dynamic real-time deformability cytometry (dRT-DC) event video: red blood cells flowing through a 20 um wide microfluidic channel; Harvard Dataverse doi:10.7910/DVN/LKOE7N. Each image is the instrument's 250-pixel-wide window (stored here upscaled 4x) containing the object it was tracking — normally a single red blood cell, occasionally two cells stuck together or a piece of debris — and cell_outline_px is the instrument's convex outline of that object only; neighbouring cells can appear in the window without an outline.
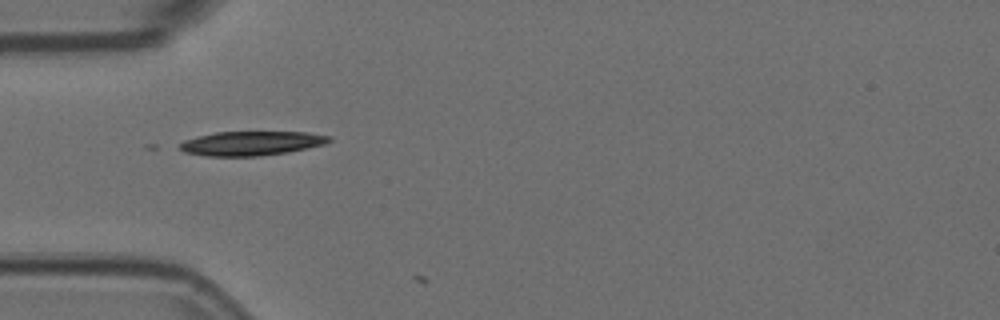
{"species": "Egyptian fruit bat (a non-hibernating species)", "species_latin": "Rousettus aegyptiacus", "temperature_condition": "room temperature", "stored_images_in_passage": 3, "camera_frame_rate_fps": 3000, "um_per_image_px": 0.085, "animal": {"sex": "female"}, "frame": {"image": 1, "passage_image": 1, "time_ms": 0.0, "image_size_px": [1000, 320], "cell_outline_px": [[332, 140], [324, 144], [288, 152], [260, 156], [204, 156], [184, 152], [180, 148], [180, 144], [184, 140], [196, 136], [216, 132], [308, 132], [332, 136]], "centroid_in_image_um": [21.37, 12.18], "position_along_channel_um": 63.6, "area_um2": 21.15}}